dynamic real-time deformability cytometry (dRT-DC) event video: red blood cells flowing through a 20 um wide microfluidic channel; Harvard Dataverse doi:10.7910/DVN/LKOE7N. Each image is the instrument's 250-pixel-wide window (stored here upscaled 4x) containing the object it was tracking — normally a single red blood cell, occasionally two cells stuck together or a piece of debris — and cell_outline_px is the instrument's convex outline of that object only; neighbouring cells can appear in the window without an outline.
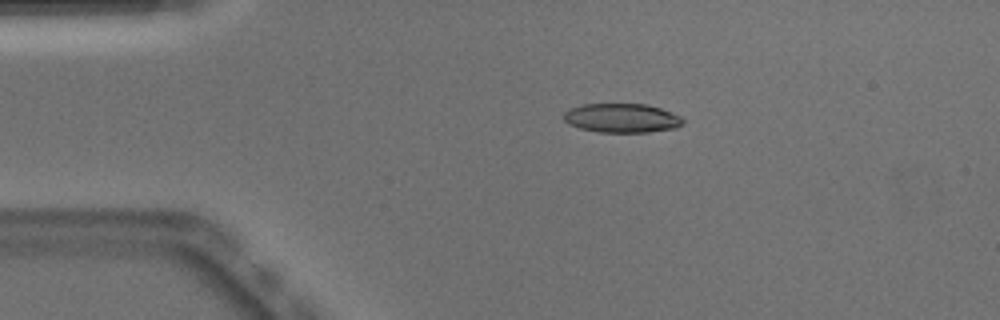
{"species": "Egyptian fruit bat (a non-hibernating species)", "species_latin": "Rousettus aegyptiacus", "temperature_condition": "warm", "stored_images_in_passage": 43, "camera_frame_rate_fps": 3000, "um_per_image_px": 0.085, "animal": {"sex": "male"}, "frame": {"image": 1, "passage_image": 2, "time_ms": 0.333, "image_size_px": [1000, 320], "cell_outline_px": [[684, 124], [676, 128], [648, 132], [600, 132], [580, 128], [568, 124], [564, 120], [564, 112], [580, 104], [648, 104], [672, 112], [680, 116], [684, 120]], "centroid_in_image_um": [52.88, 10.03], "position_along_channel_um": 32.1, "area_um2": 20.29}}
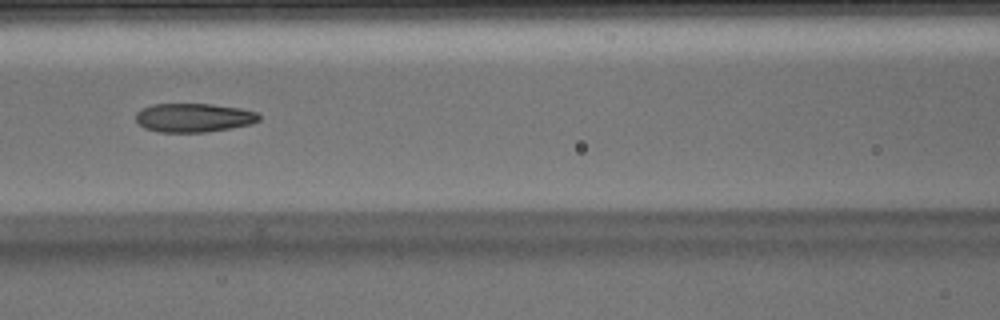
{"frame": {"image": 2, "passage_image": 14, "time_ms": 4.333, "image_size_px": [1000, 320], "cell_outline_px": [[260, 120], [252, 124], [232, 128], [204, 132], [160, 132], [144, 128], [136, 120], [136, 112], [152, 104], [212, 104], [240, 108], [256, 112], [260, 116]], "centroid_in_image_um": [16.48, 10.0], "position_along_channel_um": 150.1, "area_um2": 20.69}}
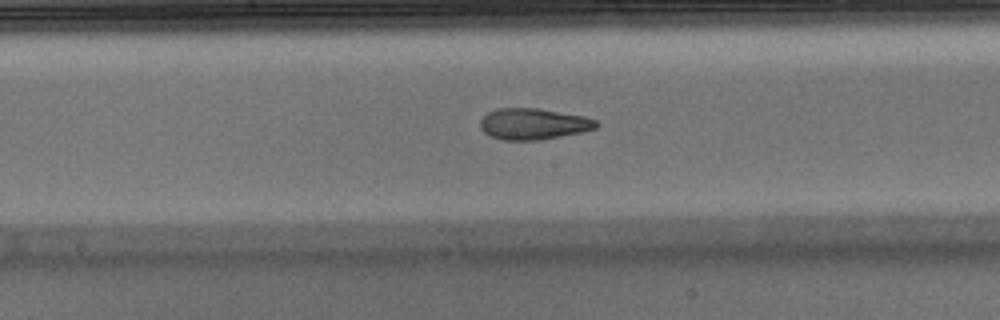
{"frame": {"image": 3, "passage_image": 18, "time_ms": 5.667, "image_size_px": [1000, 320], "cell_outline_px": [[600, 124], [596, 128], [580, 132], [540, 140], [500, 140], [484, 132], [480, 128], [480, 120], [488, 112], [496, 108], [540, 108], [584, 116], [596, 120]], "centroid_in_image_um": [45.33, 10.52], "position_along_channel_um": 202.9, "area_um2": 21.15}, "authors_computed_cell_mechanics": {"area_um2": 21.8484, "velocity_mm_per_s": 3.9504, "shape_relaxation_time_tau1_ms": null, "shape_relaxation_time_tau2_ms": 1.943, "deformation_change_tau1": null, "deformation_change_tau2": 0.1007}}